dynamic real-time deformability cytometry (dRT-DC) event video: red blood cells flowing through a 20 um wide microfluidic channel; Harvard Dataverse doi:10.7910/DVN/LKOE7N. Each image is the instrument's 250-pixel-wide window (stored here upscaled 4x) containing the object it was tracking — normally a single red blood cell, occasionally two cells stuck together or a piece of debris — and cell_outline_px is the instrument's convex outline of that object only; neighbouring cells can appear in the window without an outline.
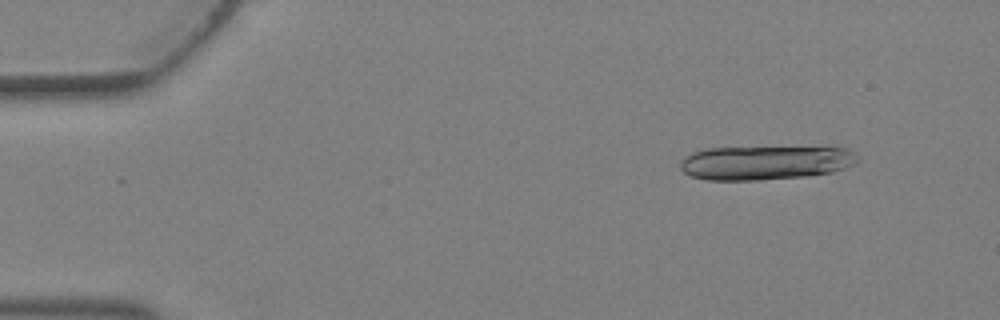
{"species": "Egyptian fruit bat (a non-hibernating species)", "species_latin": "Rousettus aegyptiacus", "temperature_condition": "warm", "stored_images_in_passage": 3, "camera_frame_rate_fps": 3000, "um_per_image_px": 0.085, "animal": {"sex": "female"}, "frame": {"image": 1, "passage_image": 2, "time_ms": 0.333, "image_size_px": [1000, 320], "cell_outline_px": [[860, 160], [856, 164], [832, 172], [804, 176], [760, 180], [708, 180], [692, 176], [684, 172], [680, 168], [680, 160], [684, 156], [692, 152], [704, 148], [848, 148], [856, 152], [860, 156]], "centroid_in_image_um": [65.06, 13.83], "position_along_channel_um": 19.9, "area_um2": 35.2}}